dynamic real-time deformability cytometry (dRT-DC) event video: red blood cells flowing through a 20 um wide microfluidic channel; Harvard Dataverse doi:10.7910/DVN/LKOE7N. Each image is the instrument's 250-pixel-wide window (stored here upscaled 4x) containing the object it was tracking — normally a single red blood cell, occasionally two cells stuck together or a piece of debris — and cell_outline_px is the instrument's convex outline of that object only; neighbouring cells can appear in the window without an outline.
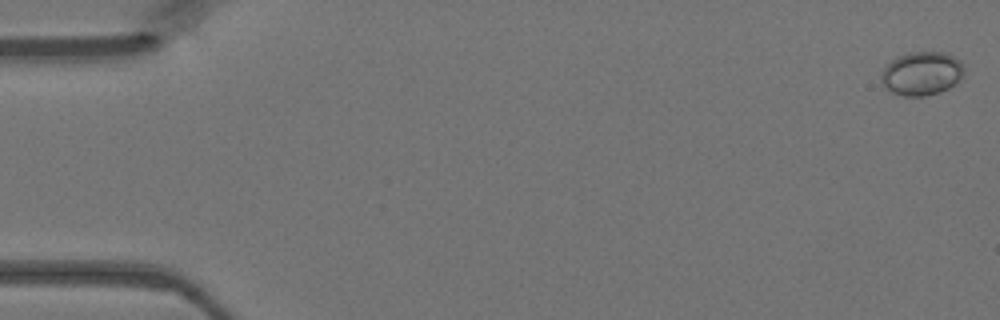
{"species": "Egyptian fruit bat (a non-hibernating species)", "species_latin": "Rousettus aegyptiacus", "temperature_condition": "warm", "stored_images_in_passage": 37, "camera_frame_rate_fps": 3000, "um_per_image_px": 0.085, "animal": {"sex": "female"}, "frame": {"image": 1, "passage_image": 1, "time_ms": 0.0, "image_size_px": [1000, 320], "cell_outline_px": [[964, 76], [956, 84], [940, 92], [924, 96], [904, 96], [892, 92], [884, 88], [880, 80], [880, 76], [884, 68], [896, 56], [908, 52], [944, 52], [960, 60], [964, 68]], "centroid_in_image_um": [78.34, 6.25], "position_along_channel_um": 6.7, "area_um2": 21.33}}
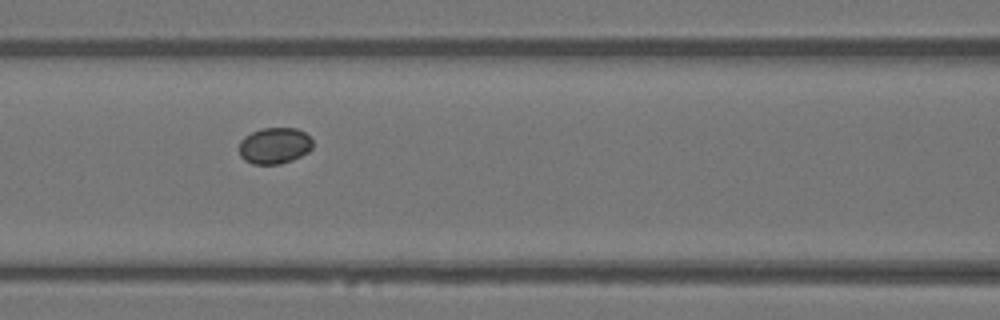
{"frame": {"image": 2, "passage_image": 21, "time_ms": 6.667, "image_size_px": [1000, 320], "cell_outline_px": [[312, 148], [308, 152], [292, 160], [280, 164], [252, 164], [244, 160], [240, 156], [240, 140], [244, 136], [252, 132], [264, 128], [296, 128], [304, 132], [312, 140]], "centroid_in_image_um": [23.32, 12.39], "position_along_channel_um": 143.3, "area_um2": 15.55}}
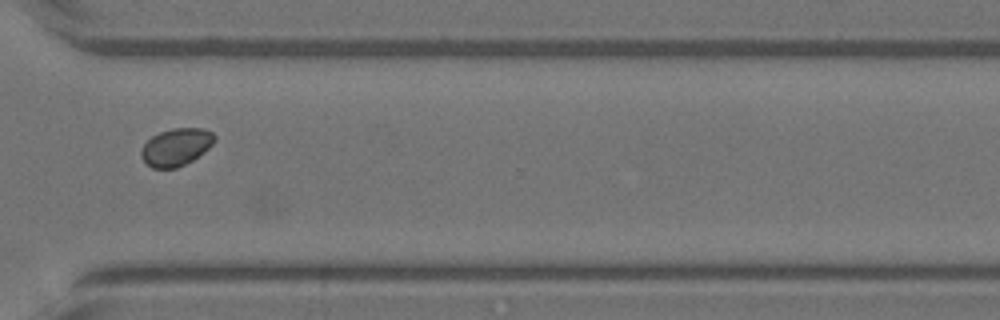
{"frame": {"image": 3, "passage_image": 36, "time_ms": 11.667, "image_size_px": [1000, 320], "cell_outline_px": [[216, 140], [204, 152], [192, 160], [176, 168], [152, 168], [140, 156], [140, 152], [144, 144], [152, 136], [160, 132], [172, 128], [204, 128], [212, 132], [216, 136]], "centroid_in_image_um": [14.98, 12.48], "position_along_channel_um": 355.6, "area_um2": 15.95}}